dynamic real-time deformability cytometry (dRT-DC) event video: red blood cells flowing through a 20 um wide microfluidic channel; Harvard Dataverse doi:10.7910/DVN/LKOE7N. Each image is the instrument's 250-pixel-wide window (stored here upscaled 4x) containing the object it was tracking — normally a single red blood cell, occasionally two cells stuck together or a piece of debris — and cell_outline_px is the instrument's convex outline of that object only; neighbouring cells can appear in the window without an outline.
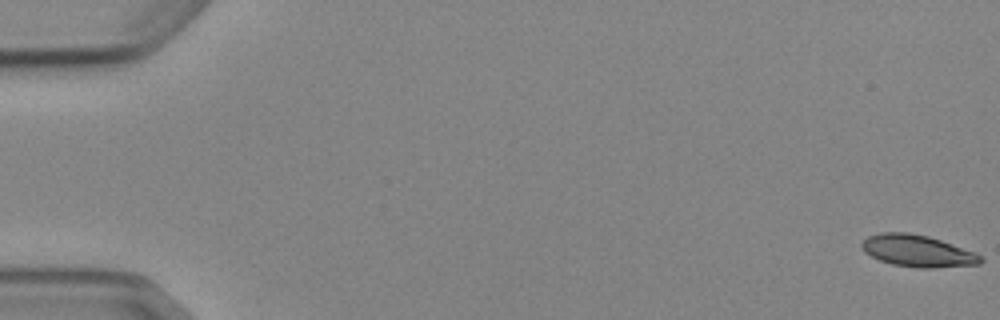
{"species": "Egyptian fruit bat (a non-hibernating species)", "species_latin": "Rousettus aegyptiacus", "temperature_condition": "cold", "stored_images_in_passage": 7, "camera_frame_rate_fps": 3000, "um_per_image_px": 0.085, "animal": {"sex": "female"}, "frame": {"image": 1, "passage_image": 1, "time_ms": 0.0, "image_size_px": [1000, 320], "cell_outline_px": [[984, 260], [980, 264], [932, 268], [920, 268], [892, 264], [880, 260], [864, 252], [860, 248], [860, 244], [868, 236], [880, 232], [908, 232], [928, 236], [976, 252], [984, 256]], "centroid_in_image_um": [78.01, 21.32], "position_along_channel_um": 7.0, "area_um2": 22.2}}
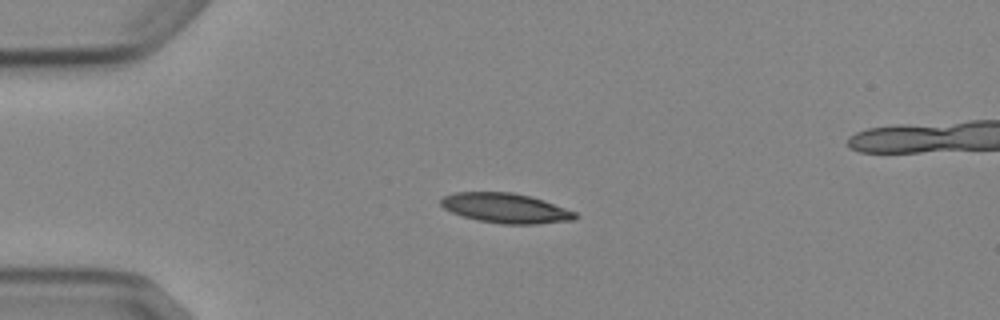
{"frame": {"image": 2, "passage_image": 4, "time_ms": 4.333, "image_size_px": [1000, 320], "cell_outline_px": [[576, 220], [536, 224], [504, 224], [476, 220], [452, 212], [444, 208], [440, 204], [440, 200], [444, 196], [456, 192], [512, 192], [544, 200], [576, 212]], "centroid_in_image_um": [42.99, 17.69], "position_along_channel_um": 42.0, "area_um2": 23.24}}
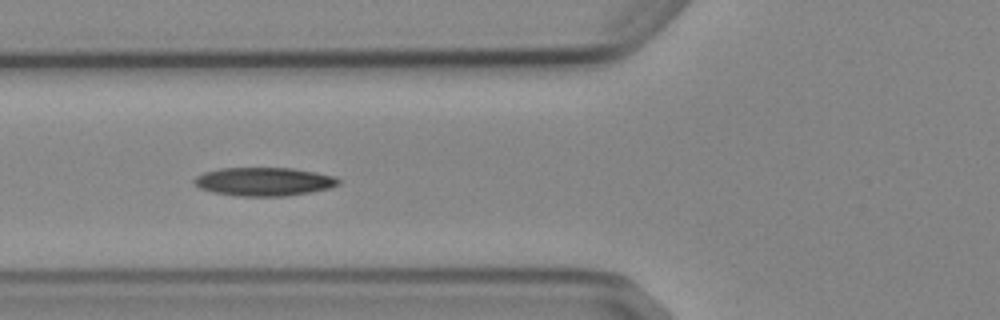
{"frame": {"image": 3, "passage_image": 6, "time_ms": 6.667, "image_size_px": [1000, 320], "cell_outline_px": [[340, 184], [328, 188], [288, 196], [236, 196], [212, 192], [200, 188], [192, 180], [196, 176], [204, 172], [220, 168], [292, 168], [316, 172], [336, 176], [340, 180]], "centroid_in_image_um": [22.43, 15.43], "position_along_channel_um": 103.4, "area_um2": 23.99}}